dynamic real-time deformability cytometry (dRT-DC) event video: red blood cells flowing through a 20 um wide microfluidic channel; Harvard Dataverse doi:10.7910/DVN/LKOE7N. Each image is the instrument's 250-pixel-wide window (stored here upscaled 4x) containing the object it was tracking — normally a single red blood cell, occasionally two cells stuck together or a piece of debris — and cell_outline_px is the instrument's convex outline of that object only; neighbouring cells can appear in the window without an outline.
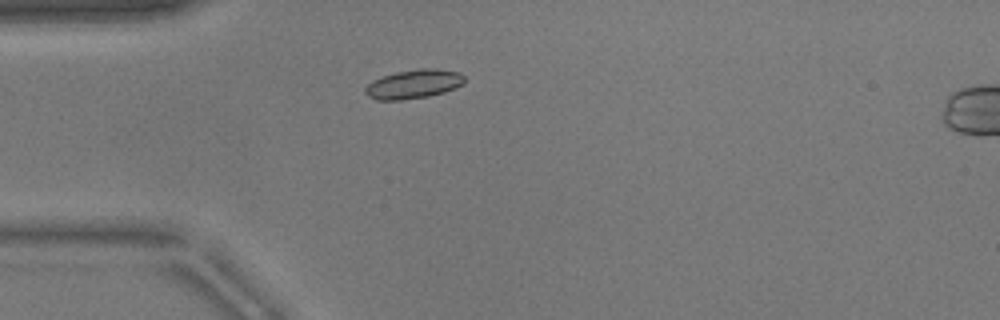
{"species": "common noctule bat (a hibernating species)", "species_latin": "Nyctalus noctula", "temperature_condition": "warm", "stored_images_in_passage": 41, "camera_frame_rate_fps": 3000, "um_per_image_px": 0.085, "animal": {"sex": "male", "body_mass_g": 17.9}, "frame": {"image": 1, "passage_image": 5, "time_ms": 1.333, "image_size_px": [1000, 320], "cell_outline_px": [[464, 84], [444, 92], [428, 96], [400, 100], [376, 100], [368, 96], [364, 92], [364, 88], [372, 80], [396, 72], [420, 68], [436, 68], [460, 72], [464, 76]], "centroid_in_image_um": [35.16, 7.14], "position_along_channel_um": 49.8, "area_um2": 16.82}}
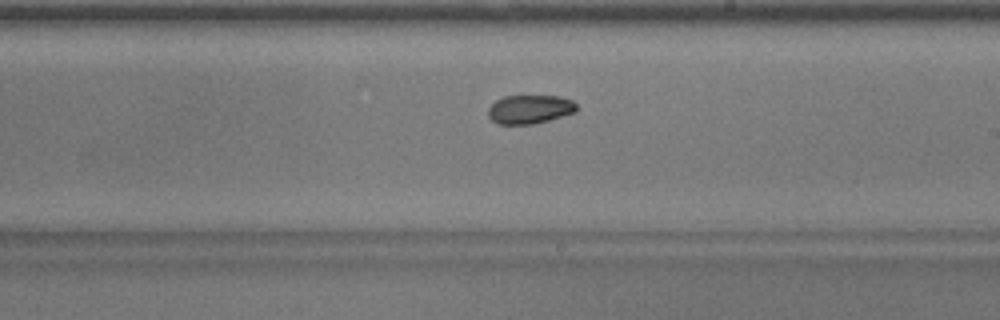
{"frame": {"image": 2, "passage_image": 21, "time_ms": 6.667, "image_size_px": [1000, 320], "cell_outline_px": [[576, 112], [548, 120], [532, 124], [500, 124], [492, 120], [488, 116], [488, 108], [496, 100], [504, 96], [560, 96], [572, 100], [576, 104]], "centroid_in_image_um": [45.02, 9.28], "position_along_channel_um": 244.0, "area_um2": 14.74}}
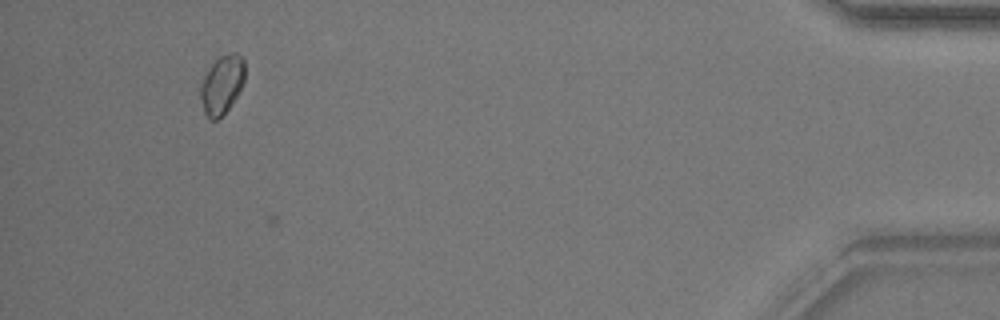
{"frame": {"image": 3, "passage_image": 40, "time_ms": 13.0, "image_size_px": [1000, 320], "cell_outline_px": [[244, 80], [236, 96], [228, 108], [216, 120], [208, 120], [204, 112], [196, 88], [212, 64], [220, 56], [232, 52], [236, 52], [244, 60]], "centroid_in_image_um": [18.8, 7.2], "position_along_channel_um": 416.4, "area_um2": 15.26}, "authors_computed_cell_mechanics": {"area_um2": 15.2014, "velocity_mm_per_s": 3.8292, "shape_relaxation_time_tau1_ms": 2.1163, "shape_relaxation_time_tau2_ms": null, "deformation_change_tau1": 0.1068, "deformation_change_tau2": null}}